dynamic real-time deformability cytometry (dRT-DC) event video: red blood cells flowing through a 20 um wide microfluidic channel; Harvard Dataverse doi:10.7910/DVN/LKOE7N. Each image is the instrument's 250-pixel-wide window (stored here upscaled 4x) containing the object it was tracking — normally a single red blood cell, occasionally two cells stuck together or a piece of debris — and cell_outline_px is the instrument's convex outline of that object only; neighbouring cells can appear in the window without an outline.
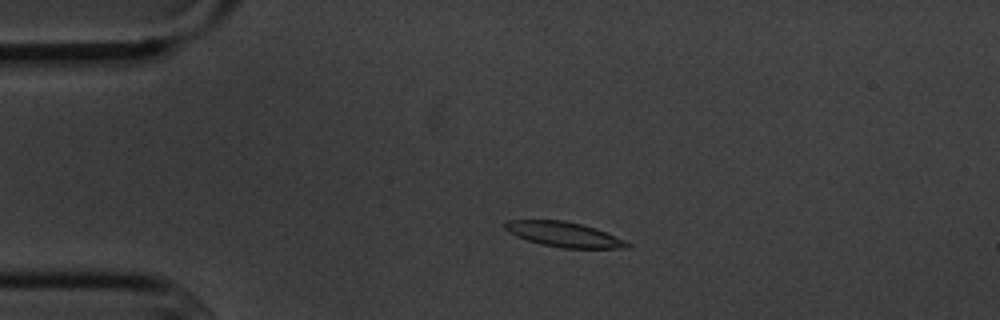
{"species": "common noctule bat (a hibernating species)", "species_latin": "Nyctalus noctula", "temperature_condition": "cold", "stored_images_in_passage": 4, "camera_frame_rate_fps": 3000, "um_per_image_px": 0.085, "animal": {"sex": "male", "body_mass_g": 20.1, "forearm_length_mm": 53.5}, "frame": {"image": 1, "passage_image": 2, "time_ms": 1.333, "image_size_px": [1000, 320], "cell_outline_px": [[632, 244], [628, 248], [564, 248], [540, 244], [516, 236], [508, 232], [504, 228], [504, 224], [508, 220], [564, 220], [596, 228], [624, 240]], "centroid_in_image_um": [47.92, 19.92], "position_along_channel_um": 37.1, "area_um2": 17.69}}
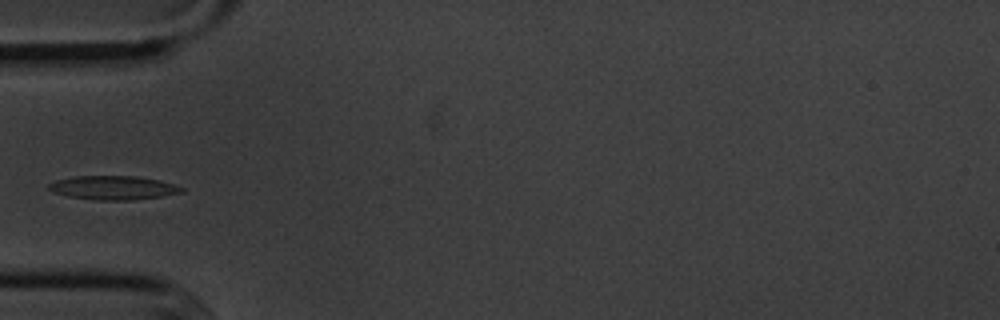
{"frame": {"image": 2, "passage_image": 4, "time_ms": 3.333, "image_size_px": [1000, 320], "cell_outline_px": [[184, 192], [160, 196], [132, 200], [96, 200], [68, 196], [52, 192], [48, 188], [48, 184], [56, 180], [72, 176], [136, 176], [160, 180], [184, 188]], "centroid_in_image_um": [9.6, 15.95], "position_along_channel_um": 75.4, "area_um2": 18.44}}